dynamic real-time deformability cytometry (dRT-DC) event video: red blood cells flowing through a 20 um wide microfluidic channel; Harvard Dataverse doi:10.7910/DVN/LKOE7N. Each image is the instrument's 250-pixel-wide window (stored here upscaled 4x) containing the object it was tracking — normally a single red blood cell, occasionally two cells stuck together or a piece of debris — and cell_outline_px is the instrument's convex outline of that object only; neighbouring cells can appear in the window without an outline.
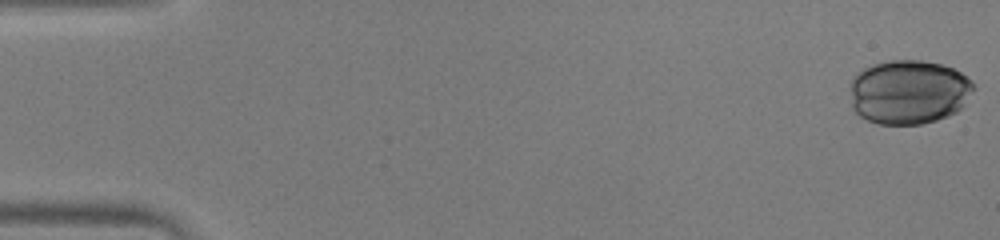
{"species": "human", "species_latin": "Homo sapiens", "temperature_condition": "warm", "stored_images_in_passage": 43, "camera_frame_rate_fps": 3000, "um_per_image_px": 0.085, "donor": {"sex": "male"}, "frame": {"image": 1, "passage_image": 1, "time_ms": 0.0, "image_size_px": [1000, 240], "cell_outline_px": [[976, 88], [964, 104], [956, 112], [948, 116], [936, 120], [920, 124], [880, 124], [868, 120], [860, 116], [852, 108], [852, 80], [856, 72], [872, 64], [888, 60], [920, 60], [940, 64], [952, 68], [960, 72], [972, 80]], "centroid_in_image_um": [77.26, 7.81], "position_along_channel_um": 7.7, "area_um2": 46.36}}
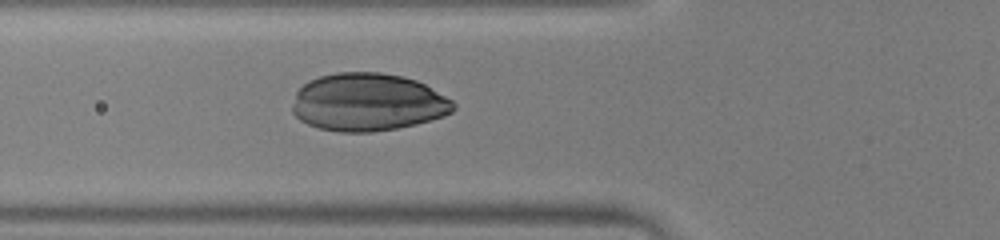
{"frame": {"image": 2, "passage_image": 19, "time_ms": 6.0, "image_size_px": [1000, 240], "cell_outline_px": [[456, 108], [452, 112], [444, 116], [416, 124], [396, 128], [372, 132], [340, 132], [320, 128], [308, 124], [300, 120], [292, 112], [292, 108], [296, 92], [308, 80], [320, 76], [336, 72], [380, 72], [404, 76], [416, 80], [424, 84], [452, 100], [456, 104]], "centroid_in_image_um": [31.26, 8.68], "position_along_channel_um": 94.5, "area_um2": 54.33}}
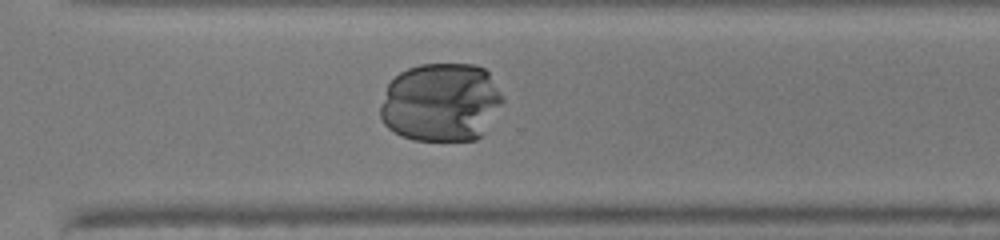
{"frame": {"image": 3, "passage_image": 37, "time_ms": 12.0, "image_size_px": [1000, 240], "cell_outline_px": [[504, 100], [480, 136], [476, 140], [416, 140], [400, 136], [388, 128], [384, 124], [380, 116], [380, 104], [388, 84], [400, 72], [408, 68], [420, 64], [472, 64], [484, 68], [488, 72], [504, 96]], "centroid_in_image_um": [37.47, 8.69], "position_along_channel_um": 333.1, "area_um2": 56.18}}